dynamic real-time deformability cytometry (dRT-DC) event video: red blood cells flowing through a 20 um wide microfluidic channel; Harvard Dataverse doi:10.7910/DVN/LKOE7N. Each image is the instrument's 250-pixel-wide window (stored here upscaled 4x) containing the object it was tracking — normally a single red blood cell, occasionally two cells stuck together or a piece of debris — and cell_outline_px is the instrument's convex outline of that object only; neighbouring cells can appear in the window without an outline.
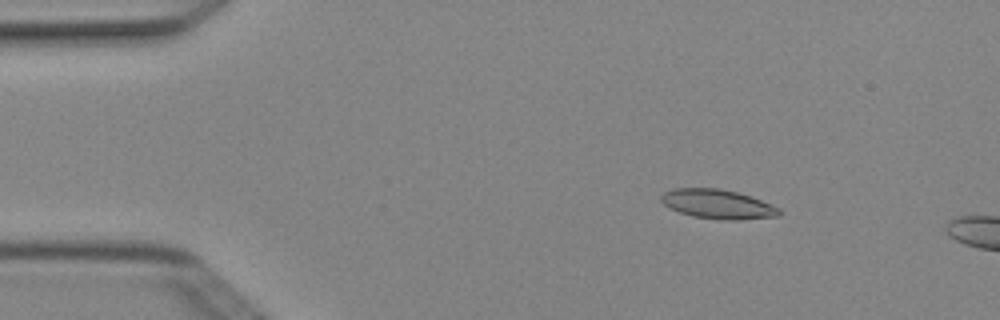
{"species": "Egyptian fruit bat (a non-hibernating species)", "species_latin": "Rousettus aegyptiacus", "temperature_condition": "cold", "stored_images_in_passage": 4, "camera_frame_rate_fps": 3000, "um_per_image_px": 0.085, "animal": {"sex": "female"}, "frame": {"image": 1, "passage_image": 2, "time_ms": 0.333, "image_size_px": [1000, 320], "cell_outline_px": [[780, 216], [740, 220], [724, 220], [692, 216], [680, 212], [664, 204], [660, 200], [660, 196], [664, 192], [672, 188], [720, 188], [736, 192], [760, 200], [780, 208]], "centroid_in_image_um": [61.0, 17.35], "position_along_channel_um": 24.0, "area_um2": 20.06}}